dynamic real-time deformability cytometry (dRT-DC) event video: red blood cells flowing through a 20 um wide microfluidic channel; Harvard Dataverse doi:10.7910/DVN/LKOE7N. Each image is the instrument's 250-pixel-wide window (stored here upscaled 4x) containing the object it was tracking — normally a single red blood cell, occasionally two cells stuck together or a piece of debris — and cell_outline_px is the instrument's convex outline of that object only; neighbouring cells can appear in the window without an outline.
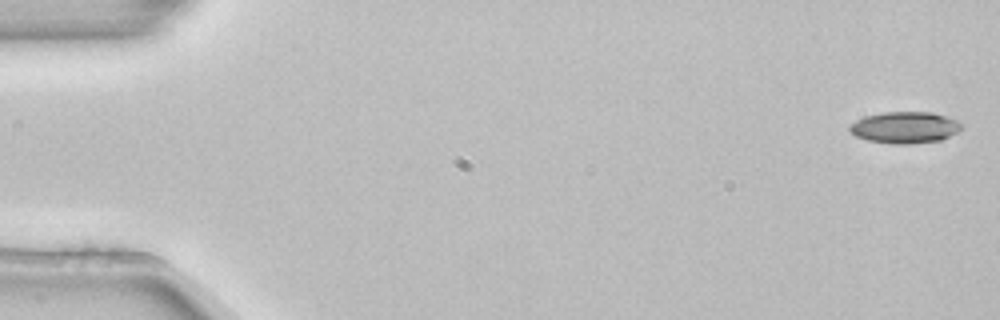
{"species": "common noctule bat (a hibernating species)", "species_latin": "Nyctalus noctula", "temperature_condition": "room temperature", "stored_images_in_passage": 6, "camera_frame_rate_fps": 3000, "um_per_image_px": 0.085, "animal": {"sex": "female", "body_mass_g": 22.7, "forearm_length_mm": 54.2}, "frame": {"image": 1, "passage_image": 1, "time_ms": 0.0, "image_size_px": [1000, 320], "cell_outline_px": [[960, 128], [956, 132], [940, 140], [912, 144], [892, 144], [868, 140], [856, 136], [848, 128], [848, 124], [864, 116], [884, 112], [932, 112], [956, 120], [960, 124]], "centroid_in_image_um": [76.85, 10.83], "position_along_channel_um": 8.1, "area_um2": 20.4}}